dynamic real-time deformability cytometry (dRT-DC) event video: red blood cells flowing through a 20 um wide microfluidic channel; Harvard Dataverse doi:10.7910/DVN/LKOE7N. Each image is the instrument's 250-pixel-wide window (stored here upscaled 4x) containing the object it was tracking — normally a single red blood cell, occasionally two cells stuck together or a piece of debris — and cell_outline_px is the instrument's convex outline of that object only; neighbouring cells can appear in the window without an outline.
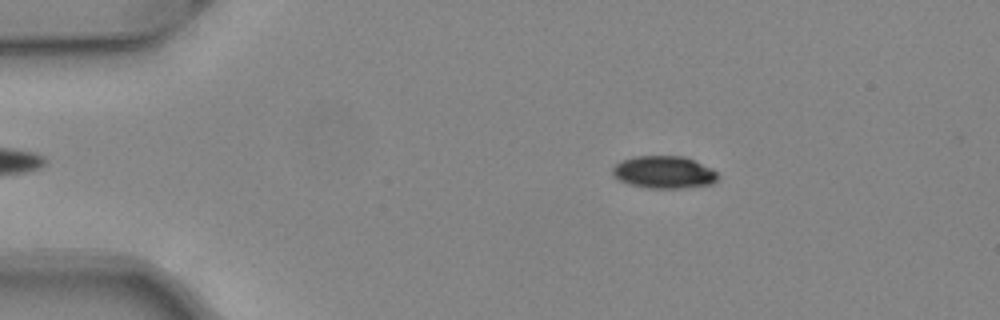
{"species": "common noctule bat (a hibernating species)", "species_latin": "Nyctalus noctula", "temperature_condition": "warm", "stored_images_in_passage": 45, "camera_frame_rate_fps": 3000, "um_per_image_px": 0.085, "animal": {"sex": "female", "body_mass_g": 24.6, "forearm_length_mm": 56.2}, "frame": {"image": 1, "passage_image": 4, "time_ms": 1.0, "image_size_px": [1000, 320], "cell_outline_px": [[720, 176], [712, 184], [680, 188], [648, 188], [628, 184], [620, 180], [612, 172], [612, 168], [616, 164], [624, 160], [636, 156], [684, 156], [712, 168]], "centroid_in_image_um": [56.46, 14.64], "position_along_channel_um": 28.5, "area_um2": 19.77}}
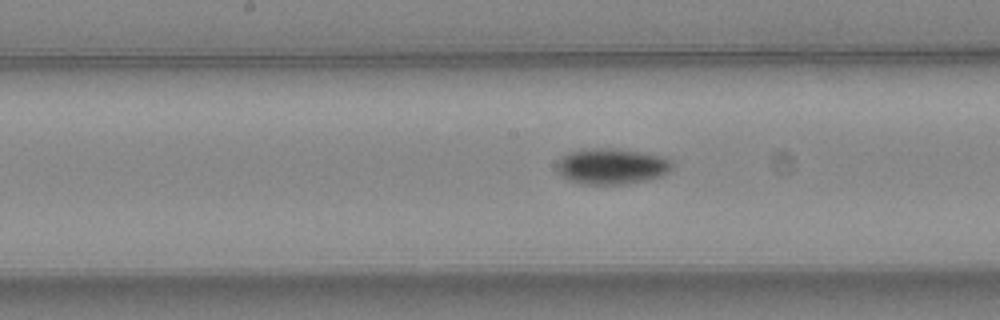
{"frame": {"image": 2, "passage_image": 21, "time_ms": 6.667, "image_size_px": [1000, 320], "cell_outline_px": [[672, 168], [668, 172], [660, 176], [628, 184], [580, 184], [568, 180], [560, 176], [556, 172], [556, 160], [560, 156], [568, 152], [584, 148], [620, 148], [664, 156], [672, 160]], "centroid_in_image_um": [51.93, 14.12], "position_along_channel_um": 196.3, "area_um2": 24.74}}
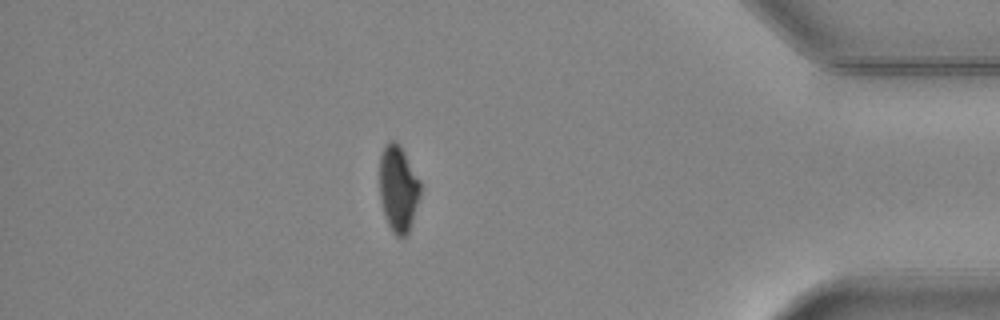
{"frame": {"image": 3, "passage_image": 39, "time_ms": 12.667, "image_size_px": [1000, 320], "cell_outline_px": [[420, 196], [408, 232], [404, 236], [396, 236], [392, 232], [384, 216], [380, 200], [380, 156], [388, 140], [396, 140], [404, 152], [420, 180]], "centroid_in_image_um": [33.84, 16.02], "position_along_channel_um": 401.4, "area_um2": 20.4}, "authors_computed_cell_mechanics": {"area_um2": 21.964, "velocity_mm_per_s": 4.0958, "shape_relaxation_time_tau1_ms": 3.1403, "shape_relaxation_time_tau2_ms": null, "deformation_change_tau1": 0.1367, "deformation_change_tau2": null}}